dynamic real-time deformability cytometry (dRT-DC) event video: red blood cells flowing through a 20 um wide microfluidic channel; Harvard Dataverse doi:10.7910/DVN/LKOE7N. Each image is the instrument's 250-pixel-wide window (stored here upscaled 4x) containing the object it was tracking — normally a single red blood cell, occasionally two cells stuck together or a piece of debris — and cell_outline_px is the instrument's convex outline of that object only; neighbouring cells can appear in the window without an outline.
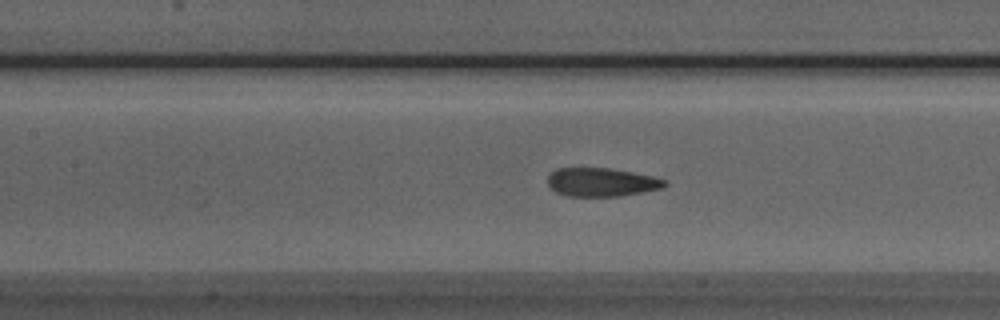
{"species": "Egyptian fruit bat (a non-hibernating species)", "species_latin": "Rousettus aegyptiacus", "temperature_condition": "room temperature", "stored_images_in_passage": 51, "camera_frame_rate_fps": 3000, "um_per_image_px": 0.085, "animal": {"sex": "male"}, "frame": {"image": 1, "passage_image": 21, "time_ms": 6.667, "image_size_px": [1000, 320], "cell_outline_px": [[668, 184], [664, 188], [644, 192], [620, 196], [568, 196], [556, 192], [548, 184], [548, 176], [556, 168], [608, 168], [632, 172], [652, 176], [664, 180]], "centroid_in_image_um": [51.14, 15.49], "position_along_channel_um": 156.3, "area_um2": 19.42}}
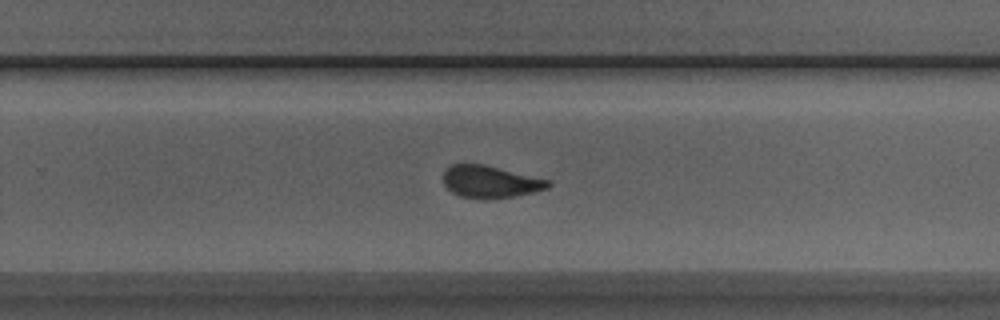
{"frame": {"image": 2, "passage_image": 31, "time_ms": 10.0, "image_size_px": [1000, 320], "cell_outline_px": [[552, 184], [548, 188], [532, 192], [512, 196], [460, 196], [452, 192], [444, 184], [444, 168], [452, 164], [484, 164], [552, 180]], "centroid_in_image_um": [41.7, 15.39], "position_along_channel_um": 288.1, "area_um2": 19.07}}
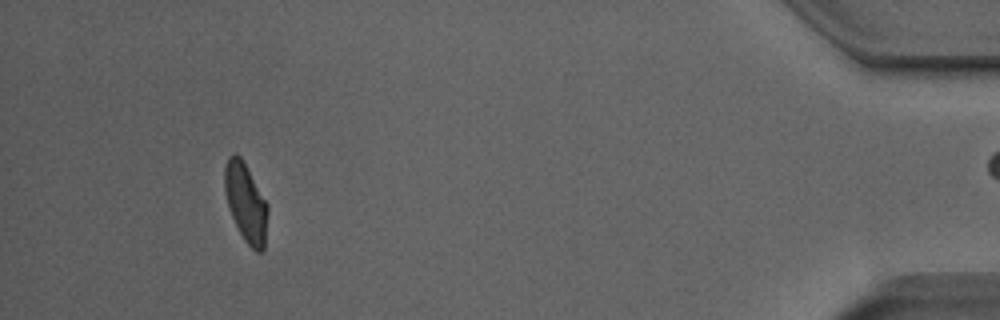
{"frame": {"image": 3, "passage_image": 46, "time_ms": 15.0, "image_size_px": [1000, 320], "cell_outline_px": [[268, 212], [264, 248], [260, 252], [256, 252], [244, 240], [228, 208], [224, 192], [224, 168], [228, 156], [236, 152], [240, 156], [268, 204]], "centroid_in_image_um": [20.88, 17.21], "position_along_channel_um": 414.3, "area_um2": 19.71}, "authors_computed_cell_mechanics": {"area_um2": 20.23, "velocity_mm_per_s": 3.9771, "shape_relaxation_time_tau1_ms": 4.1334, "shape_relaxation_time_tau2_ms": 1.1679, "deformation_change_tau1": 0.1656, "deformation_change_tau2": 0.0911}}